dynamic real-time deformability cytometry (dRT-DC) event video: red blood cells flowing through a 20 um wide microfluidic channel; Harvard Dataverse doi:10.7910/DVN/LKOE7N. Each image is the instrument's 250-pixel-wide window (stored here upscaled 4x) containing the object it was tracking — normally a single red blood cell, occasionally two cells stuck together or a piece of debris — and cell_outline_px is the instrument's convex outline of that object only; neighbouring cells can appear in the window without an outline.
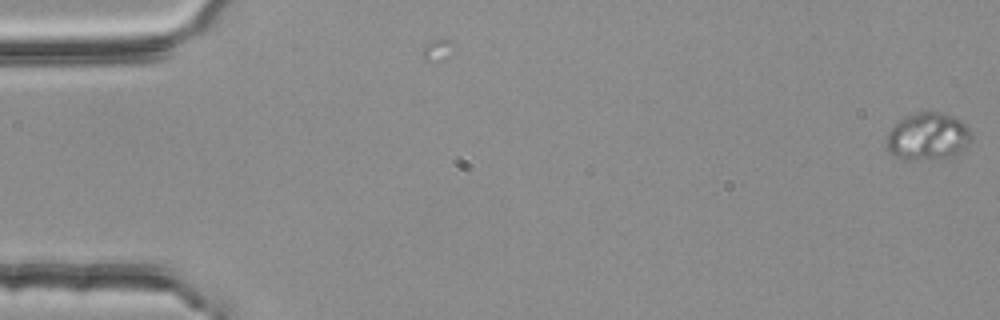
{"species": "common noctule bat (a hibernating species)", "species_latin": "Nyctalus noctula", "temperature_condition": "room temperature", "stored_images_in_passage": 2, "camera_frame_rate_fps": 3000, "um_per_image_px": 0.085, "animal": {"sex": "female", "body_mass_g": 25.1}, "frame": {"image": 1, "passage_image": 2, "time_ms": 0.333, "image_size_px": [1000, 320], "cell_outline_px": [[972, 140], [956, 156], [896, 156], [888, 152], [884, 144], [888, 132], [904, 116], [916, 112], [940, 112], [960, 120], [972, 132]], "centroid_in_image_um": [78.87, 11.53], "position_along_channel_um": 6.1, "area_um2": 22.6}}